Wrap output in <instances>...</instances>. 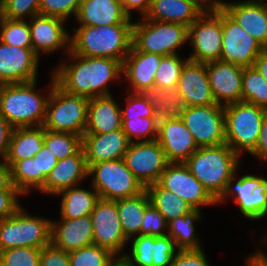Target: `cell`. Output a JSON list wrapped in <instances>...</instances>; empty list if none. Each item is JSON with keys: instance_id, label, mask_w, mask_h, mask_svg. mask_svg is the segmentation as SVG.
Here are the masks:
<instances>
[{"instance_id": "b9f144b4", "label": "cell", "mask_w": 267, "mask_h": 266, "mask_svg": "<svg viewBox=\"0 0 267 266\" xmlns=\"http://www.w3.org/2000/svg\"><path fill=\"white\" fill-rule=\"evenodd\" d=\"M122 130L130 143L133 142V137L140 142L139 138L149 134L150 137L145 138L143 142L155 141L158 136V119L157 117L122 118Z\"/></svg>"}, {"instance_id": "ab89813d", "label": "cell", "mask_w": 267, "mask_h": 266, "mask_svg": "<svg viewBox=\"0 0 267 266\" xmlns=\"http://www.w3.org/2000/svg\"><path fill=\"white\" fill-rule=\"evenodd\" d=\"M0 41L21 48H32L30 26L24 20L4 18L0 27Z\"/></svg>"}, {"instance_id": "f1b7e54d", "label": "cell", "mask_w": 267, "mask_h": 266, "mask_svg": "<svg viewBox=\"0 0 267 266\" xmlns=\"http://www.w3.org/2000/svg\"><path fill=\"white\" fill-rule=\"evenodd\" d=\"M122 129L121 109L111 95L89 98L85 133L104 134Z\"/></svg>"}, {"instance_id": "8992f818", "label": "cell", "mask_w": 267, "mask_h": 266, "mask_svg": "<svg viewBox=\"0 0 267 266\" xmlns=\"http://www.w3.org/2000/svg\"><path fill=\"white\" fill-rule=\"evenodd\" d=\"M52 77L42 126L53 132H69L82 137L87 125L89 98L64 92L56 85L53 75Z\"/></svg>"}, {"instance_id": "e7e4bbea", "label": "cell", "mask_w": 267, "mask_h": 266, "mask_svg": "<svg viewBox=\"0 0 267 266\" xmlns=\"http://www.w3.org/2000/svg\"><path fill=\"white\" fill-rule=\"evenodd\" d=\"M3 19H4V15H3L2 6H1V3H0V26H1V23H2Z\"/></svg>"}, {"instance_id": "7bdbcfd3", "label": "cell", "mask_w": 267, "mask_h": 266, "mask_svg": "<svg viewBox=\"0 0 267 266\" xmlns=\"http://www.w3.org/2000/svg\"><path fill=\"white\" fill-rule=\"evenodd\" d=\"M155 236L137 235L132 243L131 255L118 256L127 266H152V250Z\"/></svg>"}, {"instance_id": "8fae6325", "label": "cell", "mask_w": 267, "mask_h": 266, "mask_svg": "<svg viewBox=\"0 0 267 266\" xmlns=\"http://www.w3.org/2000/svg\"><path fill=\"white\" fill-rule=\"evenodd\" d=\"M182 120L198 147L225 143L224 106H188Z\"/></svg>"}, {"instance_id": "4dcf8cb0", "label": "cell", "mask_w": 267, "mask_h": 266, "mask_svg": "<svg viewBox=\"0 0 267 266\" xmlns=\"http://www.w3.org/2000/svg\"><path fill=\"white\" fill-rule=\"evenodd\" d=\"M138 93L151 104L158 121L182 119L188 107L177 89L152 87Z\"/></svg>"}, {"instance_id": "1f68e13d", "label": "cell", "mask_w": 267, "mask_h": 266, "mask_svg": "<svg viewBox=\"0 0 267 266\" xmlns=\"http://www.w3.org/2000/svg\"><path fill=\"white\" fill-rule=\"evenodd\" d=\"M115 201L125 236L130 239L132 236L140 235L145 209L151 204L147 190L136 196Z\"/></svg>"}, {"instance_id": "d4e9b609", "label": "cell", "mask_w": 267, "mask_h": 266, "mask_svg": "<svg viewBox=\"0 0 267 266\" xmlns=\"http://www.w3.org/2000/svg\"><path fill=\"white\" fill-rule=\"evenodd\" d=\"M86 176H88V166L84 150L81 148L76 154L58 160L40 190L58 195L62 190L75 186Z\"/></svg>"}, {"instance_id": "e0dca14e", "label": "cell", "mask_w": 267, "mask_h": 266, "mask_svg": "<svg viewBox=\"0 0 267 266\" xmlns=\"http://www.w3.org/2000/svg\"><path fill=\"white\" fill-rule=\"evenodd\" d=\"M243 68L221 60L206 63L209 84L218 105L242 102Z\"/></svg>"}, {"instance_id": "74e56055", "label": "cell", "mask_w": 267, "mask_h": 266, "mask_svg": "<svg viewBox=\"0 0 267 266\" xmlns=\"http://www.w3.org/2000/svg\"><path fill=\"white\" fill-rule=\"evenodd\" d=\"M110 250L91 244L69 252L70 266H112L118 258Z\"/></svg>"}, {"instance_id": "836d02e7", "label": "cell", "mask_w": 267, "mask_h": 266, "mask_svg": "<svg viewBox=\"0 0 267 266\" xmlns=\"http://www.w3.org/2000/svg\"><path fill=\"white\" fill-rule=\"evenodd\" d=\"M146 190L151 204L162 214L167 222L176 217H183L193 210L178 195L163 189L158 183L148 185Z\"/></svg>"}, {"instance_id": "f907efd6", "label": "cell", "mask_w": 267, "mask_h": 266, "mask_svg": "<svg viewBox=\"0 0 267 266\" xmlns=\"http://www.w3.org/2000/svg\"><path fill=\"white\" fill-rule=\"evenodd\" d=\"M39 266H70L69 252L49 244L41 249Z\"/></svg>"}, {"instance_id": "d590c367", "label": "cell", "mask_w": 267, "mask_h": 266, "mask_svg": "<svg viewBox=\"0 0 267 266\" xmlns=\"http://www.w3.org/2000/svg\"><path fill=\"white\" fill-rule=\"evenodd\" d=\"M242 101L267 110V81L254 67H244Z\"/></svg>"}, {"instance_id": "52a82bcc", "label": "cell", "mask_w": 267, "mask_h": 266, "mask_svg": "<svg viewBox=\"0 0 267 266\" xmlns=\"http://www.w3.org/2000/svg\"><path fill=\"white\" fill-rule=\"evenodd\" d=\"M94 175L93 187L99 198L118 200L133 197L146 188L127 167L124 159L93 163L88 167V176Z\"/></svg>"}, {"instance_id": "db71d44e", "label": "cell", "mask_w": 267, "mask_h": 266, "mask_svg": "<svg viewBox=\"0 0 267 266\" xmlns=\"http://www.w3.org/2000/svg\"><path fill=\"white\" fill-rule=\"evenodd\" d=\"M19 190H0V220L14 215L21 207L17 203Z\"/></svg>"}, {"instance_id": "ffe728a7", "label": "cell", "mask_w": 267, "mask_h": 266, "mask_svg": "<svg viewBox=\"0 0 267 266\" xmlns=\"http://www.w3.org/2000/svg\"><path fill=\"white\" fill-rule=\"evenodd\" d=\"M129 144L122 129L104 134L84 133L82 136V148L88 167L93 163L124 159Z\"/></svg>"}, {"instance_id": "3957f363", "label": "cell", "mask_w": 267, "mask_h": 266, "mask_svg": "<svg viewBox=\"0 0 267 266\" xmlns=\"http://www.w3.org/2000/svg\"><path fill=\"white\" fill-rule=\"evenodd\" d=\"M133 24L80 26L70 39V51L85 57H106L123 63L132 46Z\"/></svg>"}, {"instance_id": "f5cc1de1", "label": "cell", "mask_w": 267, "mask_h": 266, "mask_svg": "<svg viewBox=\"0 0 267 266\" xmlns=\"http://www.w3.org/2000/svg\"><path fill=\"white\" fill-rule=\"evenodd\" d=\"M169 266H209L202 249L179 250Z\"/></svg>"}, {"instance_id": "60d3db41", "label": "cell", "mask_w": 267, "mask_h": 266, "mask_svg": "<svg viewBox=\"0 0 267 266\" xmlns=\"http://www.w3.org/2000/svg\"><path fill=\"white\" fill-rule=\"evenodd\" d=\"M188 60L180 59L177 54L163 56L155 73V87L176 89L181 70Z\"/></svg>"}, {"instance_id": "4316f807", "label": "cell", "mask_w": 267, "mask_h": 266, "mask_svg": "<svg viewBox=\"0 0 267 266\" xmlns=\"http://www.w3.org/2000/svg\"><path fill=\"white\" fill-rule=\"evenodd\" d=\"M162 57L160 54L138 51L131 46L129 54L122 63V73L131 82L134 93L155 87V73Z\"/></svg>"}, {"instance_id": "83f0119b", "label": "cell", "mask_w": 267, "mask_h": 266, "mask_svg": "<svg viewBox=\"0 0 267 266\" xmlns=\"http://www.w3.org/2000/svg\"><path fill=\"white\" fill-rule=\"evenodd\" d=\"M204 11L194 0H151L143 18L189 27Z\"/></svg>"}, {"instance_id": "7dc6e473", "label": "cell", "mask_w": 267, "mask_h": 266, "mask_svg": "<svg viewBox=\"0 0 267 266\" xmlns=\"http://www.w3.org/2000/svg\"><path fill=\"white\" fill-rule=\"evenodd\" d=\"M175 244L168 235L155 236L152 250V266H169L175 256Z\"/></svg>"}, {"instance_id": "484cf974", "label": "cell", "mask_w": 267, "mask_h": 266, "mask_svg": "<svg viewBox=\"0 0 267 266\" xmlns=\"http://www.w3.org/2000/svg\"><path fill=\"white\" fill-rule=\"evenodd\" d=\"M76 17L80 26L133 24L120 0H81Z\"/></svg>"}, {"instance_id": "6125c7cd", "label": "cell", "mask_w": 267, "mask_h": 266, "mask_svg": "<svg viewBox=\"0 0 267 266\" xmlns=\"http://www.w3.org/2000/svg\"><path fill=\"white\" fill-rule=\"evenodd\" d=\"M112 266H127V265L121 258H118V260Z\"/></svg>"}, {"instance_id": "7a4b0ae2", "label": "cell", "mask_w": 267, "mask_h": 266, "mask_svg": "<svg viewBox=\"0 0 267 266\" xmlns=\"http://www.w3.org/2000/svg\"><path fill=\"white\" fill-rule=\"evenodd\" d=\"M239 159L226 143L199 147L185 162L193 176L220 202L233 191L232 180Z\"/></svg>"}, {"instance_id": "9c48e42d", "label": "cell", "mask_w": 267, "mask_h": 266, "mask_svg": "<svg viewBox=\"0 0 267 266\" xmlns=\"http://www.w3.org/2000/svg\"><path fill=\"white\" fill-rule=\"evenodd\" d=\"M133 23L132 46L141 52L162 56L176 54V48L188 40V27L149 19Z\"/></svg>"}, {"instance_id": "94428289", "label": "cell", "mask_w": 267, "mask_h": 266, "mask_svg": "<svg viewBox=\"0 0 267 266\" xmlns=\"http://www.w3.org/2000/svg\"><path fill=\"white\" fill-rule=\"evenodd\" d=\"M246 266H267V256L263 252H259L248 258Z\"/></svg>"}, {"instance_id": "30bf717a", "label": "cell", "mask_w": 267, "mask_h": 266, "mask_svg": "<svg viewBox=\"0 0 267 266\" xmlns=\"http://www.w3.org/2000/svg\"><path fill=\"white\" fill-rule=\"evenodd\" d=\"M209 8V9H208ZM189 27L188 39L194 46V52L188 58L198 63L220 60L222 53V8L220 1L211 2Z\"/></svg>"}, {"instance_id": "be15d7a7", "label": "cell", "mask_w": 267, "mask_h": 266, "mask_svg": "<svg viewBox=\"0 0 267 266\" xmlns=\"http://www.w3.org/2000/svg\"><path fill=\"white\" fill-rule=\"evenodd\" d=\"M196 3H198L204 10H207L206 7L203 6V3L205 4L207 0H194Z\"/></svg>"}, {"instance_id": "8d00e7d4", "label": "cell", "mask_w": 267, "mask_h": 266, "mask_svg": "<svg viewBox=\"0 0 267 266\" xmlns=\"http://www.w3.org/2000/svg\"><path fill=\"white\" fill-rule=\"evenodd\" d=\"M44 144L58 160L76 154L82 148V137L69 132H53L44 128Z\"/></svg>"}, {"instance_id": "ee69618b", "label": "cell", "mask_w": 267, "mask_h": 266, "mask_svg": "<svg viewBox=\"0 0 267 266\" xmlns=\"http://www.w3.org/2000/svg\"><path fill=\"white\" fill-rule=\"evenodd\" d=\"M41 249L17 247L0 251V266H39Z\"/></svg>"}, {"instance_id": "44dd1931", "label": "cell", "mask_w": 267, "mask_h": 266, "mask_svg": "<svg viewBox=\"0 0 267 266\" xmlns=\"http://www.w3.org/2000/svg\"><path fill=\"white\" fill-rule=\"evenodd\" d=\"M232 196L243 215L251 220L262 219L267 214V180L255 175L240 177L234 185Z\"/></svg>"}, {"instance_id": "277c9868", "label": "cell", "mask_w": 267, "mask_h": 266, "mask_svg": "<svg viewBox=\"0 0 267 266\" xmlns=\"http://www.w3.org/2000/svg\"><path fill=\"white\" fill-rule=\"evenodd\" d=\"M35 82L0 85V115L13 128L44 123L49 97L35 92Z\"/></svg>"}, {"instance_id": "ba28073f", "label": "cell", "mask_w": 267, "mask_h": 266, "mask_svg": "<svg viewBox=\"0 0 267 266\" xmlns=\"http://www.w3.org/2000/svg\"><path fill=\"white\" fill-rule=\"evenodd\" d=\"M51 224L50 220L26 215L20 208L0 220V251L17 247L42 249L51 244Z\"/></svg>"}, {"instance_id": "ac0fdd59", "label": "cell", "mask_w": 267, "mask_h": 266, "mask_svg": "<svg viewBox=\"0 0 267 266\" xmlns=\"http://www.w3.org/2000/svg\"><path fill=\"white\" fill-rule=\"evenodd\" d=\"M157 141L169 163H184L199 148L182 119L158 121Z\"/></svg>"}, {"instance_id": "f6af8a7d", "label": "cell", "mask_w": 267, "mask_h": 266, "mask_svg": "<svg viewBox=\"0 0 267 266\" xmlns=\"http://www.w3.org/2000/svg\"><path fill=\"white\" fill-rule=\"evenodd\" d=\"M4 18L24 20L23 15L34 16L39 14L40 0H0Z\"/></svg>"}, {"instance_id": "d6a6232c", "label": "cell", "mask_w": 267, "mask_h": 266, "mask_svg": "<svg viewBox=\"0 0 267 266\" xmlns=\"http://www.w3.org/2000/svg\"><path fill=\"white\" fill-rule=\"evenodd\" d=\"M58 194H62L61 216L65 219L81 218L91 215L99 199L96 191L90 192L76 187L62 190Z\"/></svg>"}, {"instance_id": "681fc988", "label": "cell", "mask_w": 267, "mask_h": 266, "mask_svg": "<svg viewBox=\"0 0 267 266\" xmlns=\"http://www.w3.org/2000/svg\"><path fill=\"white\" fill-rule=\"evenodd\" d=\"M127 100V109L121 110L122 118L156 117L151 104L139 93L131 94Z\"/></svg>"}, {"instance_id": "7402d4cb", "label": "cell", "mask_w": 267, "mask_h": 266, "mask_svg": "<svg viewBox=\"0 0 267 266\" xmlns=\"http://www.w3.org/2000/svg\"><path fill=\"white\" fill-rule=\"evenodd\" d=\"M220 7L263 47H267V3L256 0L236 4L220 2Z\"/></svg>"}, {"instance_id": "f546056e", "label": "cell", "mask_w": 267, "mask_h": 266, "mask_svg": "<svg viewBox=\"0 0 267 266\" xmlns=\"http://www.w3.org/2000/svg\"><path fill=\"white\" fill-rule=\"evenodd\" d=\"M44 145V127L13 128L9 140L6 163L12 167L17 161L34 157Z\"/></svg>"}, {"instance_id": "5b68a950", "label": "cell", "mask_w": 267, "mask_h": 266, "mask_svg": "<svg viewBox=\"0 0 267 266\" xmlns=\"http://www.w3.org/2000/svg\"><path fill=\"white\" fill-rule=\"evenodd\" d=\"M266 112L243 101L224 106L225 143L237 157L242 149L254 154Z\"/></svg>"}, {"instance_id": "11a10c76", "label": "cell", "mask_w": 267, "mask_h": 266, "mask_svg": "<svg viewBox=\"0 0 267 266\" xmlns=\"http://www.w3.org/2000/svg\"><path fill=\"white\" fill-rule=\"evenodd\" d=\"M13 127L0 115V155L6 159Z\"/></svg>"}, {"instance_id": "603a6c76", "label": "cell", "mask_w": 267, "mask_h": 266, "mask_svg": "<svg viewBox=\"0 0 267 266\" xmlns=\"http://www.w3.org/2000/svg\"><path fill=\"white\" fill-rule=\"evenodd\" d=\"M31 19L32 49L38 56L39 51L52 52L65 44L70 50V37L63 26L65 20L42 14L34 15Z\"/></svg>"}, {"instance_id": "c3c4849f", "label": "cell", "mask_w": 267, "mask_h": 266, "mask_svg": "<svg viewBox=\"0 0 267 266\" xmlns=\"http://www.w3.org/2000/svg\"><path fill=\"white\" fill-rule=\"evenodd\" d=\"M164 227H168V222L164 219L162 214L150 204L145 209L140 235L163 236L166 235L163 229Z\"/></svg>"}, {"instance_id": "d6986e66", "label": "cell", "mask_w": 267, "mask_h": 266, "mask_svg": "<svg viewBox=\"0 0 267 266\" xmlns=\"http://www.w3.org/2000/svg\"><path fill=\"white\" fill-rule=\"evenodd\" d=\"M176 89L187 106L217 104L209 84L206 63L188 60L181 70Z\"/></svg>"}, {"instance_id": "816d5d0a", "label": "cell", "mask_w": 267, "mask_h": 266, "mask_svg": "<svg viewBox=\"0 0 267 266\" xmlns=\"http://www.w3.org/2000/svg\"><path fill=\"white\" fill-rule=\"evenodd\" d=\"M37 157V166L39 173V189L43 186L46 177L50 174L51 170L58 163L56 155L44 144L42 149L35 154Z\"/></svg>"}, {"instance_id": "7c38bea8", "label": "cell", "mask_w": 267, "mask_h": 266, "mask_svg": "<svg viewBox=\"0 0 267 266\" xmlns=\"http://www.w3.org/2000/svg\"><path fill=\"white\" fill-rule=\"evenodd\" d=\"M263 48L258 40L249 35L222 9L221 61L252 67Z\"/></svg>"}, {"instance_id": "cb8c5ba5", "label": "cell", "mask_w": 267, "mask_h": 266, "mask_svg": "<svg viewBox=\"0 0 267 266\" xmlns=\"http://www.w3.org/2000/svg\"><path fill=\"white\" fill-rule=\"evenodd\" d=\"M51 244L65 252L93 244V224L90 215L65 219L51 224Z\"/></svg>"}, {"instance_id": "bcb514c9", "label": "cell", "mask_w": 267, "mask_h": 266, "mask_svg": "<svg viewBox=\"0 0 267 266\" xmlns=\"http://www.w3.org/2000/svg\"><path fill=\"white\" fill-rule=\"evenodd\" d=\"M81 0H40L39 14L66 20L70 14L76 16Z\"/></svg>"}, {"instance_id": "9f6ffc18", "label": "cell", "mask_w": 267, "mask_h": 266, "mask_svg": "<svg viewBox=\"0 0 267 266\" xmlns=\"http://www.w3.org/2000/svg\"><path fill=\"white\" fill-rule=\"evenodd\" d=\"M253 155L267 160V112L261 125L259 138Z\"/></svg>"}, {"instance_id": "9a60e30c", "label": "cell", "mask_w": 267, "mask_h": 266, "mask_svg": "<svg viewBox=\"0 0 267 266\" xmlns=\"http://www.w3.org/2000/svg\"><path fill=\"white\" fill-rule=\"evenodd\" d=\"M157 183L178 195L193 209L217 203L184 163H169Z\"/></svg>"}, {"instance_id": "680465c9", "label": "cell", "mask_w": 267, "mask_h": 266, "mask_svg": "<svg viewBox=\"0 0 267 266\" xmlns=\"http://www.w3.org/2000/svg\"><path fill=\"white\" fill-rule=\"evenodd\" d=\"M124 11L130 16L131 9H138L141 11L143 17L149 11L151 0H120Z\"/></svg>"}, {"instance_id": "f35d334b", "label": "cell", "mask_w": 267, "mask_h": 266, "mask_svg": "<svg viewBox=\"0 0 267 266\" xmlns=\"http://www.w3.org/2000/svg\"><path fill=\"white\" fill-rule=\"evenodd\" d=\"M12 183L22 193H27L30 187L39 189V173L37 157L17 161L11 167Z\"/></svg>"}, {"instance_id": "91938a15", "label": "cell", "mask_w": 267, "mask_h": 266, "mask_svg": "<svg viewBox=\"0 0 267 266\" xmlns=\"http://www.w3.org/2000/svg\"><path fill=\"white\" fill-rule=\"evenodd\" d=\"M254 67L267 81V47H264L254 62Z\"/></svg>"}, {"instance_id": "e575fe53", "label": "cell", "mask_w": 267, "mask_h": 266, "mask_svg": "<svg viewBox=\"0 0 267 266\" xmlns=\"http://www.w3.org/2000/svg\"><path fill=\"white\" fill-rule=\"evenodd\" d=\"M199 209H193L183 217H176L168 222L169 233L178 250H200V244L195 237L193 221L200 218Z\"/></svg>"}, {"instance_id": "4fadbf2b", "label": "cell", "mask_w": 267, "mask_h": 266, "mask_svg": "<svg viewBox=\"0 0 267 266\" xmlns=\"http://www.w3.org/2000/svg\"><path fill=\"white\" fill-rule=\"evenodd\" d=\"M124 160L127 167L146 188L157 183L162 172L169 164L157 140L133 142L129 144Z\"/></svg>"}, {"instance_id": "6f0895ef", "label": "cell", "mask_w": 267, "mask_h": 266, "mask_svg": "<svg viewBox=\"0 0 267 266\" xmlns=\"http://www.w3.org/2000/svg\"><path fill=\"white\" fill-rule=\"evenodd\" d=\"M0 190H18L12 183L11 167L5 160L0 163Z\"/></svg>"}, {"instance_id": "2e32d148", "label": "cell", "mask_w": 267, "mask_h": 266, "mask_svg": "<svg viewBox=\"0 0 267 266\" xmlns=\"http://www.w3.org/2000/svg\"><path fill=\"white\" fill-rule=\"evenodd\" d=\"M38 57L32 48L0 41V85L36 81Z\"/></svg>"}, {"instance_id": "6da1fadb", "label": "cell", "mask_w": 267, "mask_h": 266, "mask_svg": "<svg viewBox=\"0 0 267 266\" xmlns=\"http://www.w3.org/2000/svg\"><path fill=\"white\" fill-rule=\"evenodd\" d=\"M77 61L71 65L64 63L53 71L56 85L71 95L93 98L110 95L106 84L117 79L122 72V62L106 57H85L68 51ZM55 72V73H54Z\"/></svg>"}, {"instance_id": "5bb4252c", "label": "cell", "mask_w": 267, "mask_h": 266, "mask_svg": "<svg viewBox=\"0 0 267 266\" xmlns=\"http://www.w3.org/2000/svg\"><path fill=\"white\" fill-rule=\"evenodd\" d=\"M90 217L93 224V244L117 255L129 239L122 230L116 201L99 198Z\"/></svg>"}]
</instances>
